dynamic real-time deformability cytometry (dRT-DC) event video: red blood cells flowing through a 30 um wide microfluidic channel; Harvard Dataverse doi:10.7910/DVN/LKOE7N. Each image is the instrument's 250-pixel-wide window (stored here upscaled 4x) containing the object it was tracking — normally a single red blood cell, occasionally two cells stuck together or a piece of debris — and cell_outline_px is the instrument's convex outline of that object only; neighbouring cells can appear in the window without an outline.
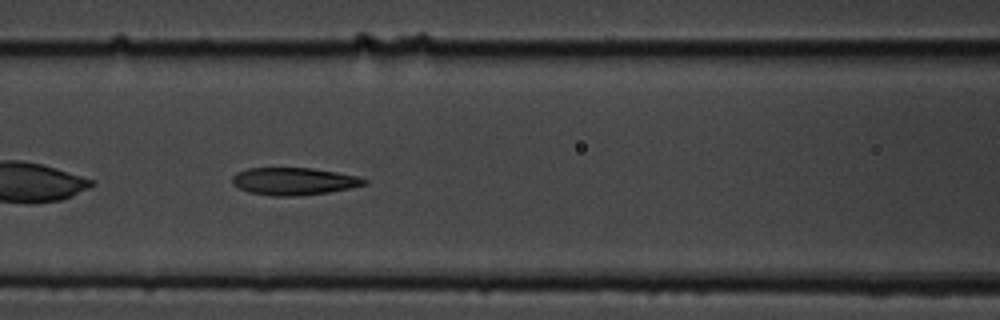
{"species": "common noctule bat (a hibernating species)", "species_latin": "Nyctalus noctula", "temperature_condition": "cold", "stored_images_in_passage": 12, "camera_frame_rate_fps": 3000, "um_per_image_px": 0.085, "animal": {"sex": "male", "body_mass_g": 19.5, "forearm_length_mm": 54.6}, "frame": {"image": 1, "passage_image": 9, "time_ms": 9.667, "image_size_px": [1000, 320], "cell_outline_px": [[368, 184], [328, 192], [296, 196], [272, 196], [248, 192], [232, 184], [232, 176], [236, 172], [248, 168], [312, 168], [360, 176], [368, 180]], "centroid_in_image_um": [24.97, 15.4], "position_along_channel_um": 141.6, "area_um2": 21.15}}
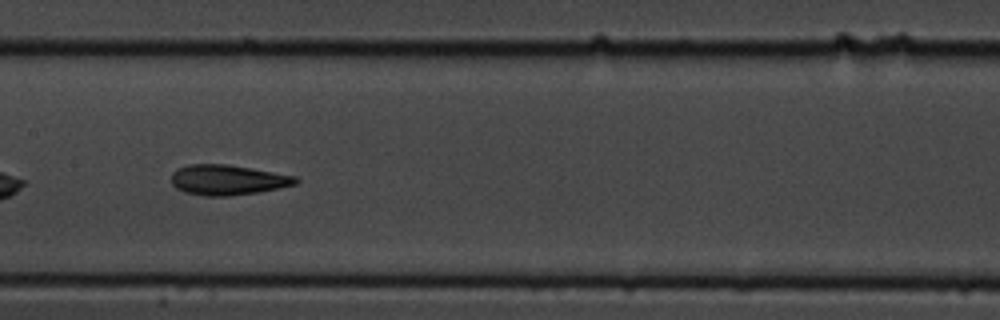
{"frame": {"image": 2, "passage_image": 10, "time_ms": 11.0, "image_size_px": [1000, 320], "cell_outline_px": [[300, 180], [296, 184], [280, 188], [256, 192], [228, 196], [204, 196], [184, 192], [176, 188], [172, 184], [172, 172], [176, 168], [188, 164], [228, 164], [252, 168], [296, 176]], "centroid_in_image_um": [19.34, 15.28], "position_along_channel_um": 188.1, "area_um2": 22.02}}
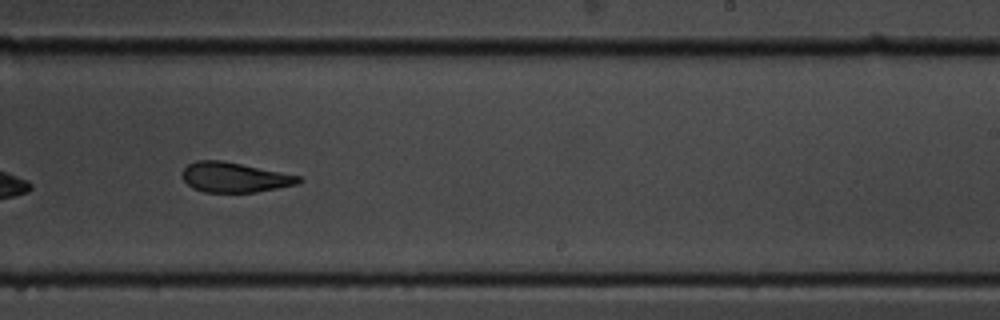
{"frame": {"image": 3, "passage_image": 12, "time_ms": 13.333, "image_size_px": [1000, 320], "cell_outline_px": [[304, 180], [296, 184], [256, 192], [204, 192], [192, 188], [184, 180], [184, 168], [188, 164], [196, 160], [224, 160], [300, 176]], "centroid_in_image_um": [19.93, 15.06], "position_along_channel_um": 269.1, "area_um2": 20.17}}